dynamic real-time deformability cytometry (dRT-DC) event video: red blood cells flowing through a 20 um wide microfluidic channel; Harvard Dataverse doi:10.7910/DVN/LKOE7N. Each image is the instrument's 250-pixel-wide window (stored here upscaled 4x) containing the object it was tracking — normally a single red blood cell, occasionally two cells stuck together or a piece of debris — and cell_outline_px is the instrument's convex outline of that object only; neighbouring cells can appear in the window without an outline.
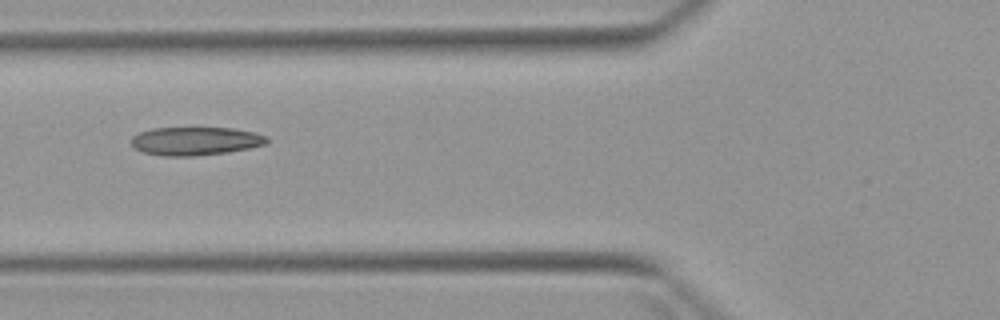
{"species": "Egyptian fruit bat (a non-hibernating species)", "species_latin": "Rousettus aegyptiacus", "temperature_condition": "warm", "stored_images_in_passage": 7, "camera_frame_rate_fps": 3000, "um_per_image_px": 0.085, "animal": {"sex": "female"}, "frame": {"image": 1, "passage_image": 7, "time_ms": 7.0, "image_size_px": [1000, 320], "cell_outline_px": [[268, 144], [228, 152], [196, 156], [164, 156], [144, 152], [136, 148], [132, 144], [132, 136], [140, 132], [152, 128], [232, 128], [256, 132], [268, 136]], "centroid_in_image_um": [16.66, 11.99], "position_along_channel_um": 109.1, "area_um2": 22.43}}